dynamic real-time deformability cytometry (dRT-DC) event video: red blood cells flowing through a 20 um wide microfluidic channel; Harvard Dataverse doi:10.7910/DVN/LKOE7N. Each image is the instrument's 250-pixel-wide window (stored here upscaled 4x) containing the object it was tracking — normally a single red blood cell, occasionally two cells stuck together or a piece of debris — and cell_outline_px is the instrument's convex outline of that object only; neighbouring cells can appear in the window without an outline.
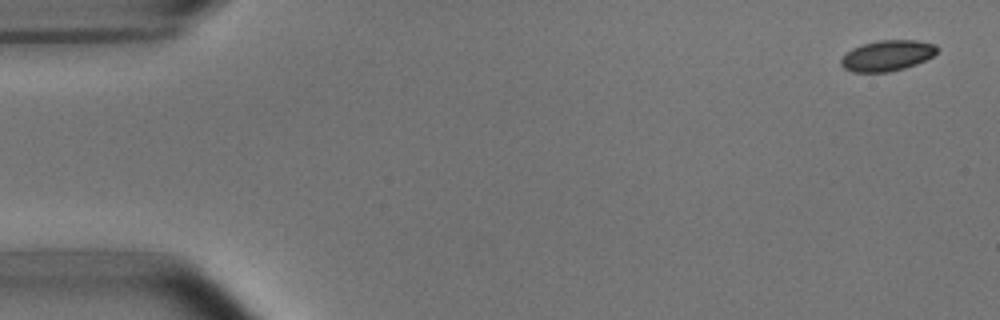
{"species": "common noctule bat (a hibernating species)", "species_latin": "Nyctalus noctula", "temperature_condition": "room temperature", "stored_images_in_passage": 53, "camera_frame_rate_fps": 3000, "um_per_image_px": 0.085, "animal": {"sex": "male", "body_mass_g": 15.6}, "frame": {"image": 1, "passage_image": 2, "time_ms": 0.333, "image_size_px": [1000, 320], "cell_outline_px": [[940, 48], [932, 56], [916, 64], [904, 68], [888, 72], [852, 72], [844, 68], [840, 64], [840, 60], [852, 48], [860, 44], [880, 40], [916, 40], [936, 44]], "centroid_in_image_um": [75.41, 4.72], "position_along_channel_um": 9.6, "area_um2": 17.22}}
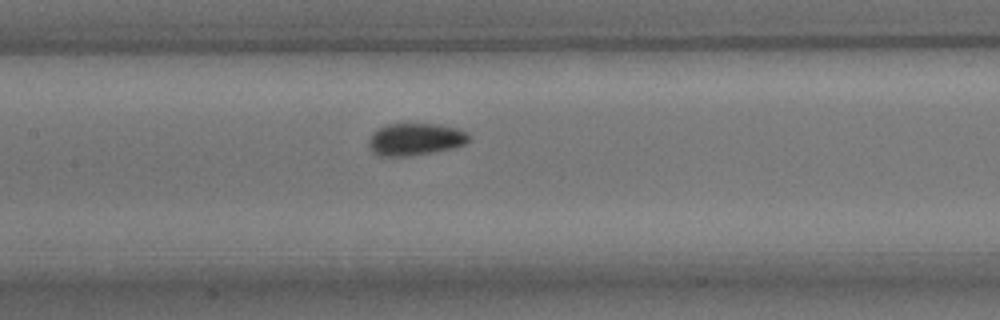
{"frame": {"image": 2, "passage_image": 25, "time_ms": 8.0, "image_size_px": [1000, 320], "cell_outline_px": [[472, 140], [464, 144], [452, 148], [436, 152], [408, 156], [380, 156], [372, 152], [368, 148], [368, 140], [372, 132], [388, 124], [436, 124], [460, 128], [468, 132]], "centroid_in_image_um": [35.32, 11.84], "position_along_channel_um": 172.1, "area_um2": 19.13}}
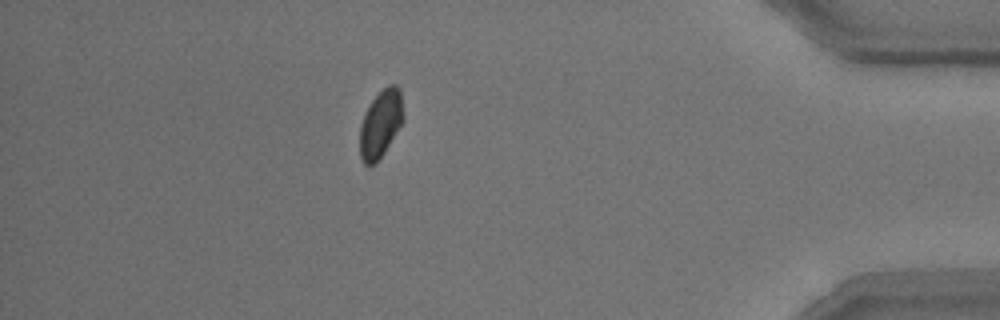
{"frame": {"image": 3, "passage_image": 47, "time_ms": 15.333, "image_size_px": [1000, 320], "cell_outline_px": [[404, 120], [384, 152], [372, 164], [364, 164], [360, 156], [360, 124], [364, 112], [372, 100], [388, 84], [396, 84], [400, 88], [404, 116]], "centroid_in_image_um": [32.36, 10.47], "position_along_channel_um": 402.8, "area_um2": 16.99}, "authors_computed_cell_mechanics": {"area_um2": 17.918, "velocity_mm_per_s": 3.7442, "shape_relaxation_time_tau1_ms": 3.3305, "shape_relaxation_time_tau2_ms": 3.7166, "deformation_change_tau1": 0.07, "deformation_change_tau2": 0.0629}}